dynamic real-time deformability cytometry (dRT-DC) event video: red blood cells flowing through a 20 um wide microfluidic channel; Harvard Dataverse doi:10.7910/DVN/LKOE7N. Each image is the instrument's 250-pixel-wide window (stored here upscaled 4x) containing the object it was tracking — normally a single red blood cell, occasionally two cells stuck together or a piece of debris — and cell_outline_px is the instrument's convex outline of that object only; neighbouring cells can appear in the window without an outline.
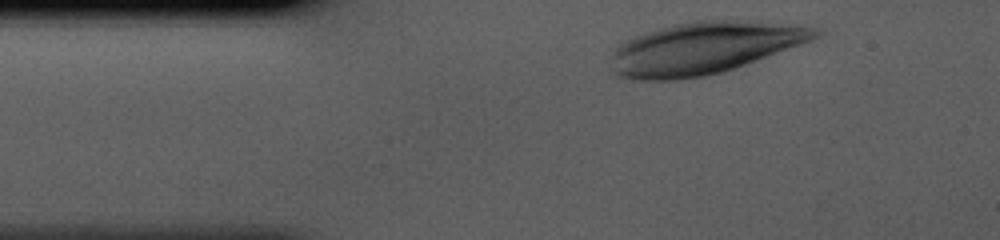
{"species": "human", "species_latin": "Homo sapiens", "temperature_condition": "cold", "stored_images_in_passage": 32, "camera_frame_rate_fps": 3000, "um_per_image_px": 0.085, "donor": {"sex": "male"}, "frame": {"image": 1, "passage_image": 2, "time_ms": 0.333, "image_size_px": [1000, 240], "cell_outline_px": [[824, 32], [812, 40], [744, 64], [720, 72], [704, 76], [676, 80], [636, 80], [616, 76], [608, 72], [612, 52], [624, 40], [644, 32], [672, 24], [692, 20], [724, 20], [816, 28]], "centroid_in_image_um": [59.66, 4.11], "position_along_channel_um": 25.3, "area_um2": 61.33}}
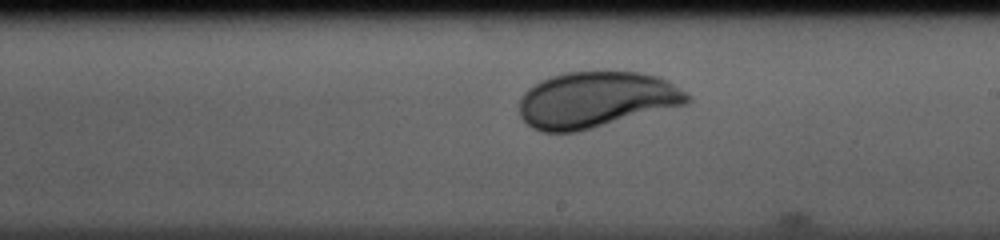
{"frame": {"image": 2, "passage_image": 20, "time_ms": 6.333, "image_size_px": [1000, 240], "cell_outline_px": [[692, 100], [688, 104], [576, 132], [540, 132], [532, 128], [520, 116], [520, 100], [524, 92], [528, 88], [540, 80], [552, 76], [568, 72], [640, 72], [660, 76], [668, 80], [692, 96]], "centroid_in_image_um": [50.7, 8.47], "position_along_channel_um": 238.3, "area_um2": 54.97}}
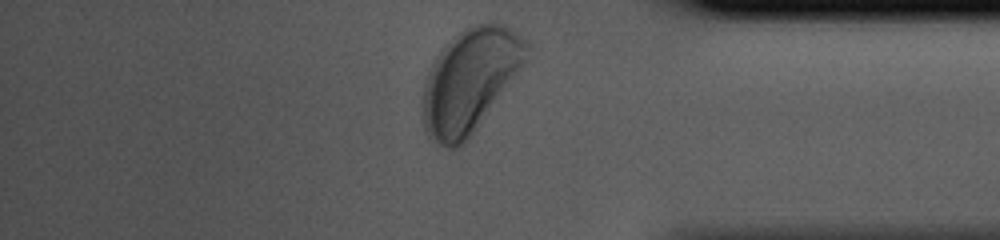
{"frame": {"image": 3, "passage_image": 32, "time_ms": 10.333, "image_size_px": [1000, 240], "cell_outline_px": [[532, 44], [528, 60], [476, 128], [460, 148], [448, 148], [432, 140], [428, 136], [424, 128], [420, 104], [424, 84], [428, 72], [436, 56], [464, 28], [476, 24], [496, 20], [504, 24], [528, 40]], "centroid_in_image_um": [39.97, 6.81], "position_along_channel_um": 395.2, "area_um2": 62.77}}